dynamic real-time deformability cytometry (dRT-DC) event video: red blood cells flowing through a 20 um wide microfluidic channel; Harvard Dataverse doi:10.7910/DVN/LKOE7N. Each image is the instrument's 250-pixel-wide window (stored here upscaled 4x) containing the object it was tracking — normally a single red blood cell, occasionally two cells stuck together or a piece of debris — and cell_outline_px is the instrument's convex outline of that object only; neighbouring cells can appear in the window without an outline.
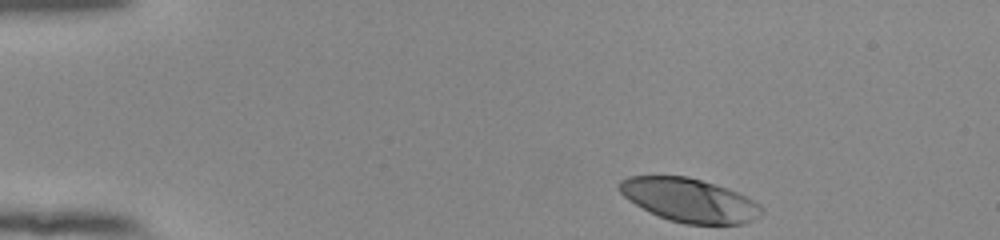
{"species": "human", "species_latin": "Homo sapiens", "temperature_condition": "room temperature", "stored_images_in_passage": 40, "camera_frame_rate_fps": 3000, "um_per_image_px": 0.085, "donor": {"sex": "female"}, "frame": {"image": 1, "passage_image": 1, "time_ms": 0.0, "image_size_px": [1000, 240], "cell_outline_px": [[764, 212], [752, 220], [740, 224], [684, 224], [668, 220], [628, 200], [616, 188], [620, 180], [628, 176], [688, 176], [728, 188], [760, 204], [764, 208]], "centroid_in_image_um": [58.59, 17.01], "position_along_channel_um": 26.4, "area_um2": 36.01}}
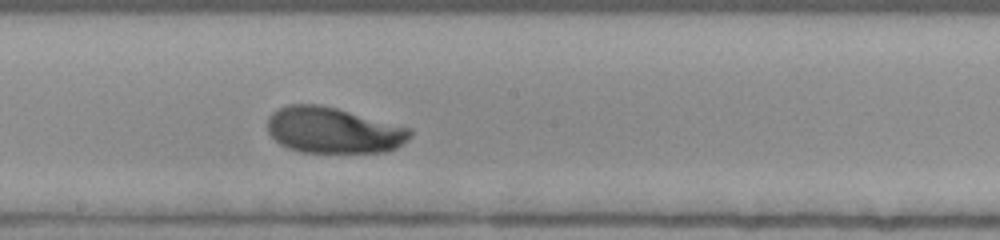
{"frame": {"image": 2, "passage_image": 23, "time_ms": 7.333, "image_size_px": [1000, 240], "cell_outline_px": [[412, 136], [408, 140], [396, 148], [384, 152], [300, 152], [288, 148], [280, 144], [268, 132], [268, 116], [272, 112], [288, 104], [320, 104], [336, 108], [412, 128]], "centroid_in_image_um": [28.34, 11.07], "position_along_channel_um": 219.9, "area_um2": 38.26}}
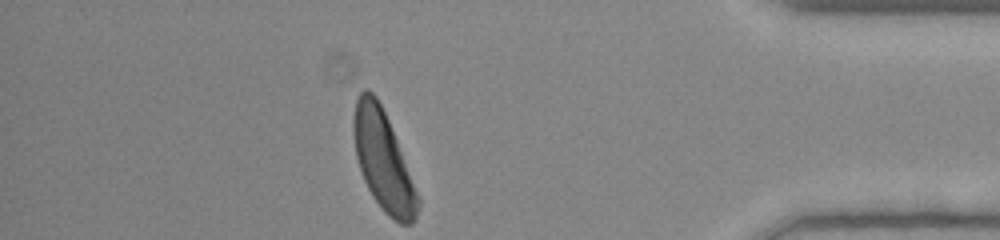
{"frame": {"image": 3, "passage_image": 40, "time_ms": 13.0, "image_size_px": [1000, 240], "cell_outline_px": [[420, 204], [416, 216], [412, 224], [400, 224], [392, 220], [384, 212], [372, 196], [364, 180], [356, 156], [352, 132], [352, 120], [356, 100], [360, 92], [364, 88], [368, 88], [376, 96], [388, 120], [420, 196]], "centroid_in_image_um": [32.57, 13.67], "position_along_channel_um": 402.6, "area_um2": 37.28}, "authors_computed_cell_mechanics": {"area_um2": 37.7434, "velocity_mm_per_s": 3.833, "shape_relaxation_time_tau1_ms": 1.9832, "shape_relaxation_time_tau2_ms": null, "deformation_change_tau1": 0.1272, "deformation_change_tau2": null}}